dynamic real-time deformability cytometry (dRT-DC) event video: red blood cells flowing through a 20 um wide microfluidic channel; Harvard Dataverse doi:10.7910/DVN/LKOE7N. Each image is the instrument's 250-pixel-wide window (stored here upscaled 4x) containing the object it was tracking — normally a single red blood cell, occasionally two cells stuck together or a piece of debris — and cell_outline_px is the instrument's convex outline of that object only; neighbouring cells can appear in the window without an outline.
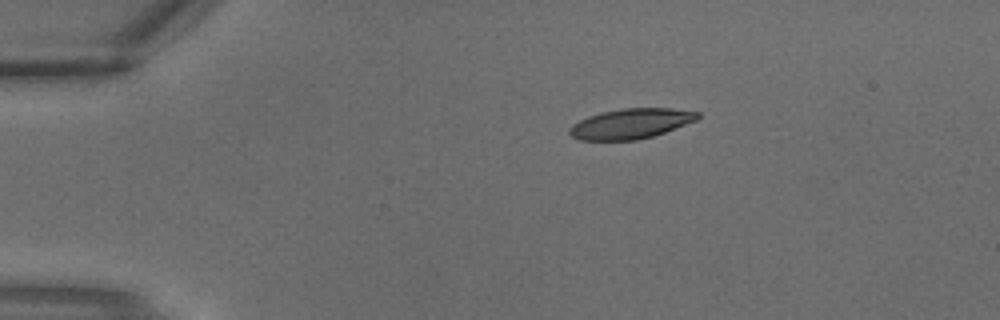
{"species": "common noctule bat (a hibernating species)", "species_latin": "Nyctalus noctula", "temperature_condition": "warm", "stored_images_in_passage": 2, "camera_frame_rate_fps": 3000, "um_per_image_px": 0.085, "animal": {"sex": "male", "body_mass_g": 18.8}, "frame": {"image": 1, "passage_image": 2, "time_ms": 0.333, "image_size_px": [1000, 320], "cell_outline_px": [[700, 116], [696, 120], [664, 132], [652, 136], [636, 140], [580, 140], [572, 136], [568, 132], [568, 128], [572, 124], [588, 116], [600, 112], [624, 108], [672, 108], [700, 112]], "centroid_in_image_um": [53.59, 10.5], "position_along_channel_um": 31.4, "area_um2": 22.43}}